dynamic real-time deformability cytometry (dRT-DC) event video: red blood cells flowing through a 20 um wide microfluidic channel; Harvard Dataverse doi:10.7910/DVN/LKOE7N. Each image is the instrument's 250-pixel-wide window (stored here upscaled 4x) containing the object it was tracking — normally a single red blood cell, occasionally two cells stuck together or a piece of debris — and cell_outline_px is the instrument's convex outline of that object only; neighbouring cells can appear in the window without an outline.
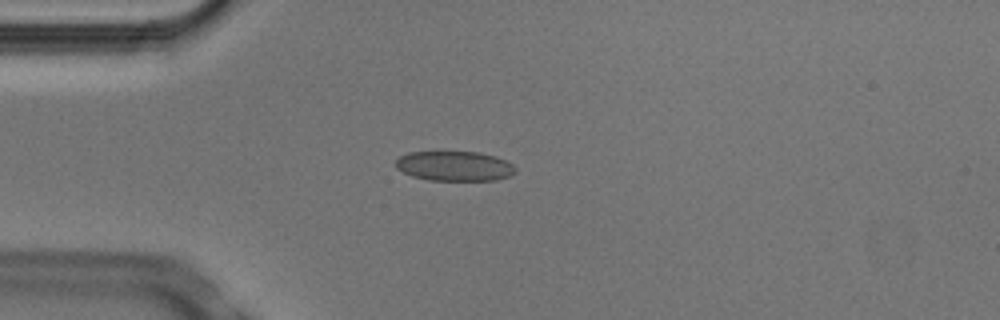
{"species": "Egyptian fruit bat (a non-hibernating species)", "species_latin": "Rousettus aegyptiacus", "temperature_condition": "cold", "stored_images_in_passage": 4, "camera_frame_rate_fps": 3000, "um_per_image_px": 0.085, "animal": {"sex": "male"}, "frame": {"image": 1, "passage_image": 3, "time_ms": 0.667, "image_size_px": [1000, 320], "cell_outline_px": [[516, 172], [508, 176], [496, 180], [428, 180], [412, 176], [396, 168], [396, 160], [400, 156], [408, 152], [480, 152], [496, 156], [508, 160], [516, 168]], "centroid_in_image_um": [38.66, 14.11], "position_along_channel_um": 46.3, "area_um2": 20.87}}